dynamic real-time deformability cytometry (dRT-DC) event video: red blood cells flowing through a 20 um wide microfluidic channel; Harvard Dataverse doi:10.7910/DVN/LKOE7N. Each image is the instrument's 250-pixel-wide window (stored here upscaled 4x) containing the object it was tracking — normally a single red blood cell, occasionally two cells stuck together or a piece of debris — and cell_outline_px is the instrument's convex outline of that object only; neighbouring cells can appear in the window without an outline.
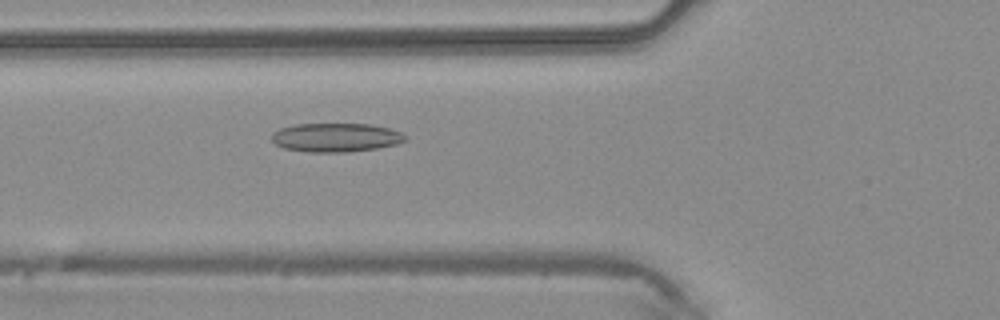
{"species": "common noctule bat (a hibernating species)", "species_latin": "Nyctalus noctula", "temperature_condition": "warm", "stored_images_in_passage": 42, "camera_frame_rate_fps": 3000, "um_per_image_px": 0.085, "animal": {"sex": "male", "body_mass_g": 20.4}, "frame": {"image": 1, "passage_image": 13, "time_ms": 4.0, "image_size_px": [1000, 320], "cell_outline_px": [[408, 140], [396, 144], [376, 148], [344, 152], [308, 152], [284, 148], [276, 144], [272, 140], [272, 132], [280, 128], [296, 124], [372, 124], [388, 128], [400, 132], [408, 136]], "centroid_in_image_um": [28.56, 11.68], "position_along_channel_um": 97.2, "area_um2": 22.43}}
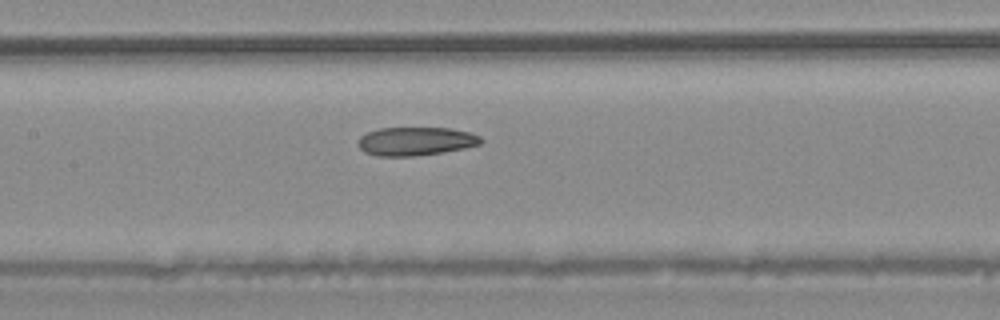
{"frame": {"image": 2, "passage_image": 18, "time_ms": 5.667, "image_size_px": [1000, 320], "cell_outline_px": [[484, 140], [480, 144], [464, 148], [416, 156], [376, 156], [364, 152], [356, 144], [360, 136], [368, 132], [380, 128], [452, 128], [468, 132], [480, 136]], "centroid_in_image_um": [35.31, 12.0], "position_along_channel_um": 172.1, "area_um2": 20.4}}
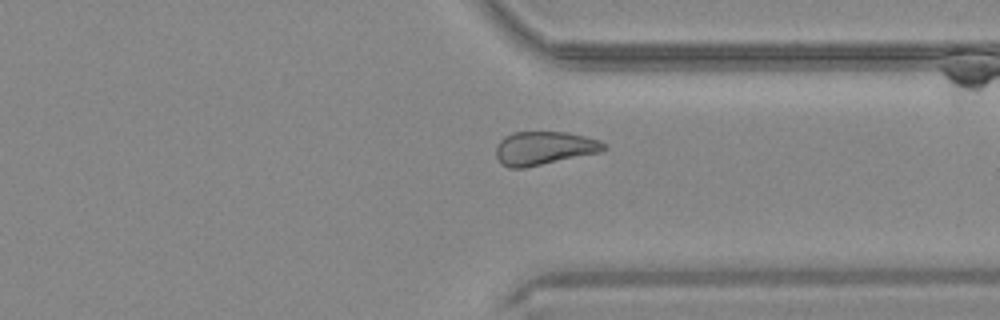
{"frame": {"image": 3, "passage_image": 31, "time_ms": 10.0, "image_size_px": [1000, 320], "cell_outline_px": [[608, 148], [600, 152], [524, 168], [508, 168], [500, 164], [496, 156], [496, 148], [500, 140], [504, 136], [512, 132], [568, 132], [600, 140]], "centroid_in_image_um": [46.22, 12.59], "position_along_channel_um": 365.2, "area_um2": 21.1}}